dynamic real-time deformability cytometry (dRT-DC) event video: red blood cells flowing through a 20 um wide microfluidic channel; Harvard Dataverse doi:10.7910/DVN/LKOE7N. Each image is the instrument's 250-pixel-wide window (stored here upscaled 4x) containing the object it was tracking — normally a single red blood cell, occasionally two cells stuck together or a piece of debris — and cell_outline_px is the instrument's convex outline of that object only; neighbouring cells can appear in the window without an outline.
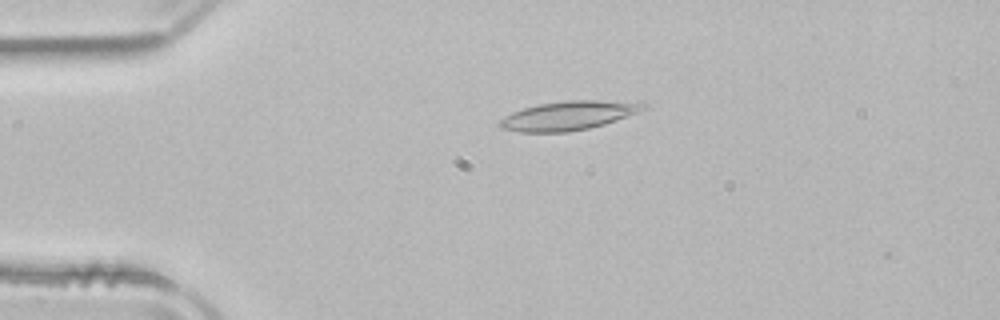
{"species": "common noctule bat (a hibernating species)", "species_latin": "Nyctalus noctula", "temperature_condition": "room temperature", "stored_images_in_passage": 49, "camera_frame_rate_fps": 3000, "um_per_image_px": 0.085, "animal": {"sex": "male", "body_mass_g": 21.5, "forearm_length_mm": 52.0}, "frame": {"image": 1, "passage_image": 11, "time_ms": 3.333, "image_size_px": [1000, 320], "cell_outline_px": [[644, 108], [636, 112], [616, 120], [604, 124], [588, 128], [568, 132], [520, 132], [500, 128], [500, 120], [512, 112], [536, 104], [564, 100], [600, 100], [644, 104]], "centroid_in_image_um": [48.22, 9.83], "position_along_channel_um": 36.8, "area_um2": 23.76}}
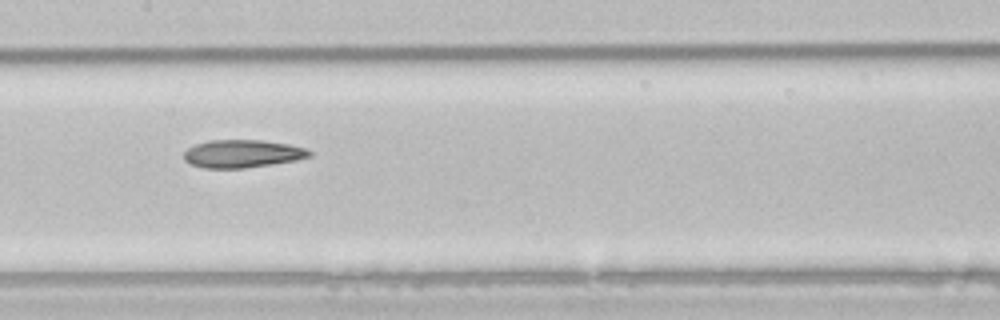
{"frame": {"image": 2, "passage_image": 25, "time_ms": 8.0, "image_size_px": [1000, 320], "cell_outline_px": [[312, 156], [296, 160], [272, 164], [244, 168], [204, 168], [192, 164], [184, 160], [184, 152], [188, 148], [196, 144], [208, 140], [264, 140], [288, 144], [304, 148], [312, 152]], "centroid_in_image_um": [20.6, 13.06], "position_along_channel_um": 186.8, "area_um2": 20.35}}
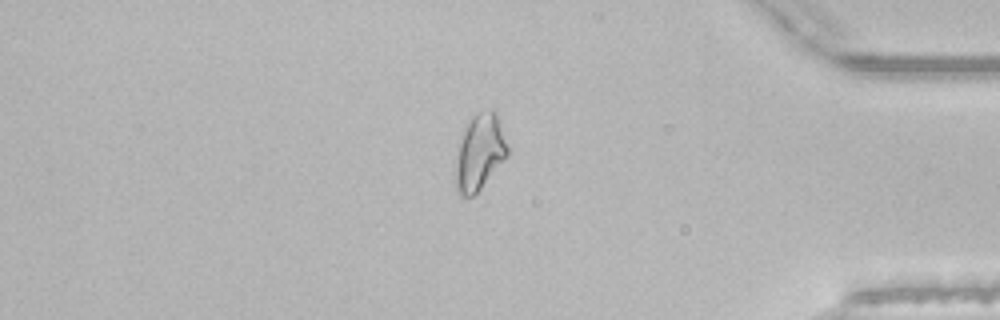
{"frame": {"image": 3, "passage_image": 43, "time_ms": 14.0, "image_size_px": [1000, 320], "cell_outline_px": [[508, 156], [480, 188], [472, 196], [460, 196], [456, 188], [456, 144], [468, 116], [476, 112], [488, 108], [496, 108], [500, 120], [508, 148]], "centroid_in_image_um": [40.75, 12.82], "position_along_channel_um": 394.5, "area_um2": 23.76}, "authors_computed_cell_mechanics": {"area_um2": 21.7328, "velocity_mm_per_s": 3.9593, "shape_relaxation_time_tau1_ms": null, "shape_relaxation_time_tau2_ms": 5.5096, "deformation_change_tau1": null, "deformation_change_tau2": 0.155}}